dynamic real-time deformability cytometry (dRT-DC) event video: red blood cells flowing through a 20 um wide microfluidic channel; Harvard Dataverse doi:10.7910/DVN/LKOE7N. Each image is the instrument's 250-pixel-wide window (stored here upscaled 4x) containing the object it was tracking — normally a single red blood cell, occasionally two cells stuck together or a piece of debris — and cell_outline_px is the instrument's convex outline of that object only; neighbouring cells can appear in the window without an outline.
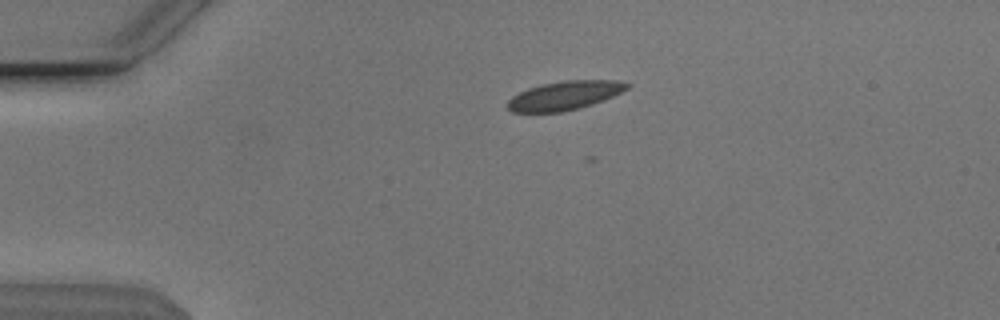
{"species": "Egyptian fruit bat (a non-hibernating species)", "species_latin": "Rousettus aegyptiacus", "temperature_condition": "cold", "stored_images_in_passage": 44, "camera_frame_rate_fps": 3000, "um_per_image_px": 0.085, "animal": {"sex": "male"}, "frame": {"image": 1, "passage_image": 2, "time_ms": 0.333, "image_size_px": [1000, 320], "cell_outline_px": [[628, 88], [604, 100], [580, 108], [560, 112], [512, 112], [508, 108], [508, 100], [512, 96], [528, 88], [540, 84], [564, 80], [616, 80], [628, 84]], "centroid_in_image_um": [47.96, 8.11], "position_along_channel_um": 37.0, "area_um2": 19.94}}
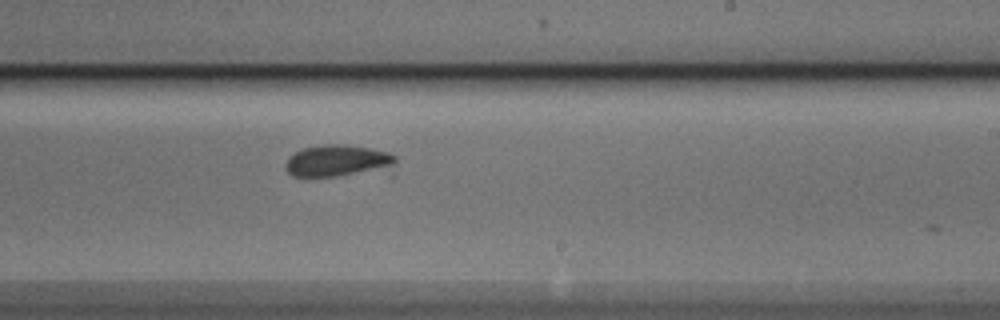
{"frame": {"image": 2, "passage_image": 23, "time_ms": 7.333, "image_size_px": [1000, 320], "cell_outline_px": [[396, 160], [392, 164], [336, 176], [292, 176], [284, 168], [284, 164], [288, 156], [304, 148], [324, 144], [344, 144], [368, 148], [388, 152], [396, 156]], "centroid_in_image_um": [28.52, 13.62], "position_along_channel_um": 260.5, "area_um2": 19.36}}
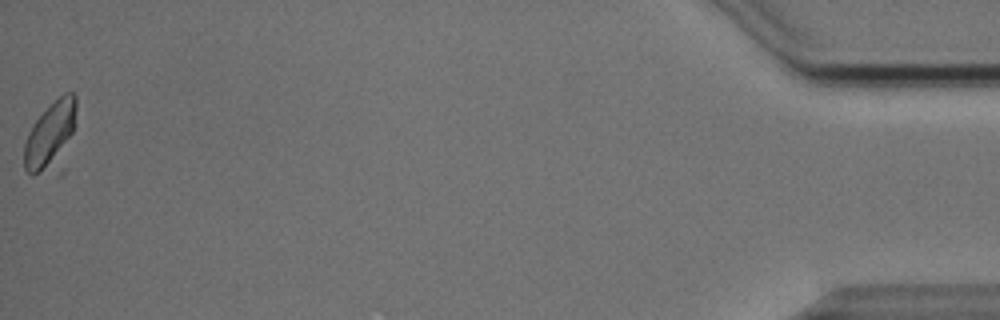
{"frame": {"image": 3, "passage_image": 44, "time_ms": 14.333, "image_size_px": [1000, 320], "cell_outline_px": [[76, 108], [72, 132], [64, 172], [60, 176], [32, 176], [24, 168], [24, 144], [28, 132], [32, 124], [64, 92], [72, 92], [76, 96]], "centroid_in_image_um": [4.32, 11.76], "position_along_channel_um": 430.9, "area_um2": 22.14}, "authors_computed_cell_mechanics": {"area_um2": 20.23, "velocity_mm_per_s": 3.8059, "shape_relaxation_time_tau1_ms": 1.5702, "shape_relaxation_time_tau2_ms": 0.9615, "deformation_change_tau1": 0.0955, "deformation_change_tau2": 0.0634}}